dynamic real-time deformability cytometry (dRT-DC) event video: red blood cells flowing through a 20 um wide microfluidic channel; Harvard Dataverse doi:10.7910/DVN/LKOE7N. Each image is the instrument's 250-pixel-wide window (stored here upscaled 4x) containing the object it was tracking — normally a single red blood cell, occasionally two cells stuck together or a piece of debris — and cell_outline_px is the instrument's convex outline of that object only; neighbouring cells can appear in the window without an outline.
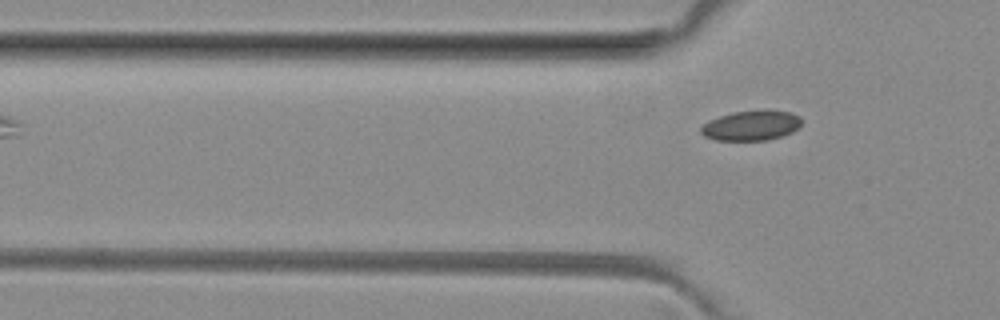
{"species": "common noctule bat (a hibernating species)", "species_latin": "Nyctalus noctula", "temperature_condition": "room temperature", "stored_images_in_passage": 4, "camera_frame_rate_fps": 3000, "um_per_image_px": 0.085, "animal": {"sex": "female", "body_mass_g": 29.2, "forearm_length_mm": 56.3}, "frame": {"image": 1, "passage_image": 4, "time_ms": 5.0, "image_size_px": [1000, 320], "cell_outline_px": [[800, 124], [792, 132], [768, 140], [716, 140], [704, 136], [700, 132], [700, 128], [708, 120], [732, 112], [792, 112], [800, 116]], "centroid_in_image_um": [63.8, 10.7], "position_along_channel_um": 62.0, "area_um2": 16.99}}